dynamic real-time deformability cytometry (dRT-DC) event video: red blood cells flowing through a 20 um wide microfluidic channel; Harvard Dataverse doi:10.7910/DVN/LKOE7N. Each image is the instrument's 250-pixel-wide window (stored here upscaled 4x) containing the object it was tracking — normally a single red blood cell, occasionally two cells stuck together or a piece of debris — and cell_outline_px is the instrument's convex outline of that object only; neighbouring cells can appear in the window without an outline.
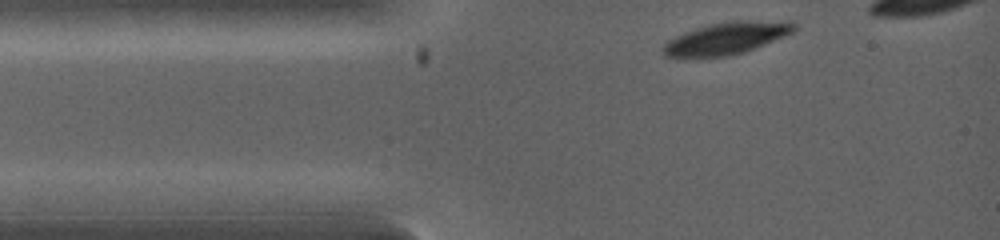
{"species": "common noctule bat (a hibernating species)", "species_latin": "Nyctalus noctula", "temperature_condition": "warm", "stored_images_in_passage": 5, "camera_frame_rate_fps": 5000, "um_per_image_px": 0.085, "animal": {"sex": "female", "body_mass_g": 19.0, "forearm_length_mm": 53.3}, "frame": {"image": 1, "passage_image": 1, "time_ms": 0.0, "image_size_px": [1000, 240], "cell_outline_px": [[796, 28], [792, 32], [784, 36], [744, 52], [728, 56], [668, 56], [664, 52], [664, 48], [676, 36], [712, 24], [792, 24]], "centroid_in_image_um": [61.67, 3.34], "position_along_channel_um": 23.3, "area_um2": 21.56}}
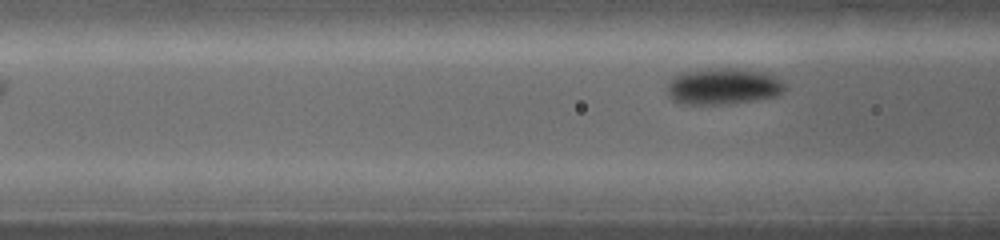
{"frame": {"image": 2, "passage_image": 5, "time_ms": 3.0, "image_size_px": [1000, 240], "cell_outline_px": [[784, 88], [776, 96], [756, 100], [720, 104], [684, 104], [672, 100], [668, 92], [668, 84], [676, 76], [684, 72], [712, 68], [736, 68], [760, 72], [772, 76]], "centroid_in_image_um": [61.4, 7.35], "position_along_channel_um": 105.2, "area_um2": 24.16}}